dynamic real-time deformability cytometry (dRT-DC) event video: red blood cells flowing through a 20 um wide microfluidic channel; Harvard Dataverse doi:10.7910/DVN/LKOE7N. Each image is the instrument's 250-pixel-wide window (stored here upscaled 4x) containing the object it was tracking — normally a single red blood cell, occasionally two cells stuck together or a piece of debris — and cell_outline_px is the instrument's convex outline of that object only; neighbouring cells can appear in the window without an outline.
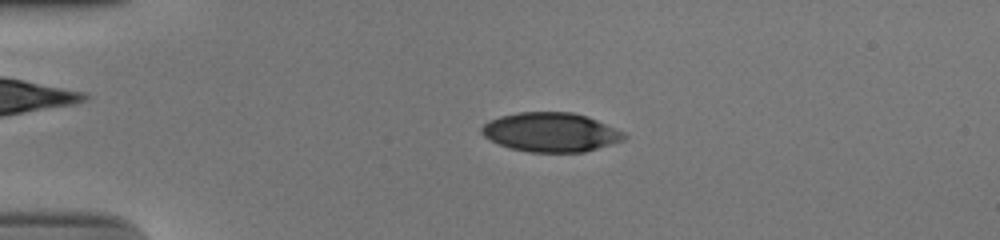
{"species": "human", "species_latin": "Homo sapiens", "temperature_condition": "cold", "stored_images_in_passage": 52, "camera_frame_rate_fps": 3000, "um_per_image_px": 0.085, "donor": {"sex": "male"}, "frame": {"image": 1, "passage_image": 12, "time_ms": 3.667, "image_size_px": [1000, 240], "cell_outline_px": [[628, 136], [624, 140], [584, 152], [528, 152], [508, 148], [484, 136], [480, 132], [480, 128], [488, 120], [500, 116], [520, 112], [572, 112], [588, 116], [624, 132]], "centroid_in_image_um": [46.81, 11.23], "position_along_channel_um": 38.2, "area_um2": 32.6}}
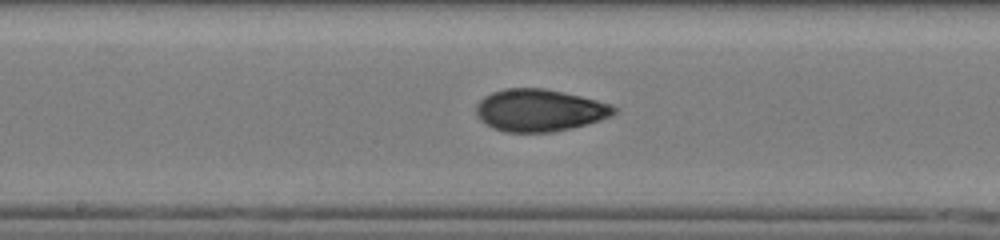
{"frame": {"image": 2, "passage_image": 28, "time_ms": 9.0, "image_size_px": [1000, 240], "cell_outline_px": [[616, 112], [612, 116], [588, 124], [572, 128], [552, 132], [504, 132], [492, 128], [480, 120], [476, 116], [476, 104], [484, 96], [492, 92], [504, 88], [544, 88], [564, 92], [612, 104], [616, 108]], "centroid_in_image_um": [45.84, 9.38], "position_along_channel_um": 202.4, "area_um2": 34.16}}
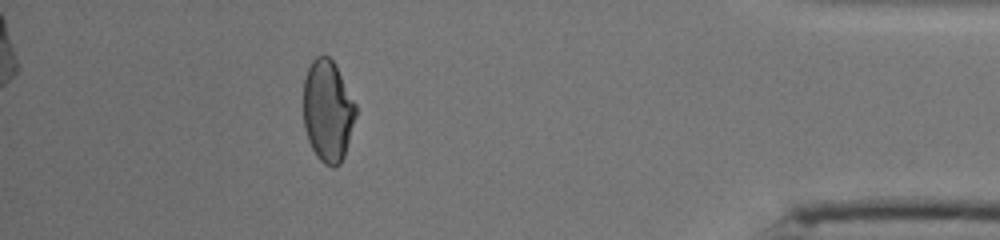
{"frame": {"image": 3, "passage_image": 47, "time_ms": 15.333, "image_size_px": [1000, 240], "cell_outline_px": [[356, 116], [344, 156], [340, 164], [336, 168], [332, 168], [324, 164], [316, 156], [308, 140], [304, 128], [304, 80], [308, 68], [312, 60], [316, 56], [328, 56], [332, 60], [356, 104]], "centroid_in_image_um": [27.85, 9.47], "position_along_channel_um": 407.3, "area_um2": 30.92}, "authors_computed_cell_mechanics": {"area_um2": 32.8304, "velocity_mm_per_s": 3.9143, "shape_relaxation_time_tau1_ms": 7.6341, "shape_relaxation_time_tau2_ms": 1.7284, "deformation_change_tau1": 0.2184, "deformation_change_tau2": 0.0615}}